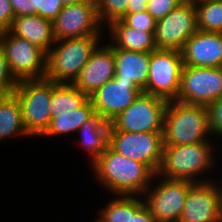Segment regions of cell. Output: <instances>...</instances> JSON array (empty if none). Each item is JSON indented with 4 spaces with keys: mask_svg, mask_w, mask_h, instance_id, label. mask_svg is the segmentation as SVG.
Listing matches in <instances>:
<instances>
[{
    "mask_svg": "<svg viewBox=\"0 0 222 222\" xmlns=\"http://www.w3.org/2000/svg\"><path fill=\"white\" fill-rule=\"evenodd\" d=\"M0 48L17 81L45 78L46 53L41 48L9 30L0 34Z\"/></svg>",
    "mask_w": 222,
    "mask_h": 222,
    "instance_id": "52a82bcc",
    "label": "cell"
},
{
    "mask_svg": "<svg viewBox=\"0 0 222 222\" xmlns=\"http://www.w3.org/2000/svg\"><path fill=\"white\" fill-rule=\"evenodd\" d=\"M18 81L11 74L8 62L0 48V97L13 94Z\"/></svg>",
    "mask_w": 222,
    "mask_h": 222,
    "instance_id": "f1b7e54d",
    "label": "cell"
},
{
    "mask_svg": "<svg viewBox=\"0 0 222 222\" xmlns=\"http://www.w3.org/2000/svg\"><path fill=\"white\" fill-rule=\"evenodd\" d=\"M195 10L198 30L222 33V0L195 3Z\"/></svg>",
    "mask_w": 222,
    "mask_h": 222,
    "instance_id": "484cf974",
    "label": "cell"
},
{
    "mask_svg": "<svg viewBox=\"0 0 222 222\" xmlns=\"http://www.w3.org/2000/svg\"><path fill=\"white\" fill-rule=\"evenodd\" d=\"M89 97L73 84L52 81L51 118L59 113L71 112L80 107Z\"/></svg>",
    "mask_w": 222,
    "mask_h": 222,
    "instance_id": "cb8c5ba5",
    "label": "cell"
},
{
    "mask_svg": "<svg viewBox=\"0 0 222 222\" xmlns=\"http://www.w3.org/2000/svg\"><path fill=\"white\" fill-rule=\"evenodd\" d=\"M189 1H191L193 3H198V2H203V1H207V0H189Z\"/></svg>",
    "mask_w": 222,
    "mask_h": 222,
    "instance_id": "74e56055",
    "label": "cell"
},
{
    "mask_svg": "<svg viewBox=\"0 0 222 222\" xmlns=\"http://www.w3.org/2000/svg\"><path fill=\"white\" fill-rule=\"evenodd\" d=\"M183 66L181 51L156 49L150 52L148 79L143 92L167 101L177 100Z\"/></svg>",
    "mask_w": 222,
    "mask_h": 222,
    "instance_id": "8992f818",
    "label": "cell"
},
{
    "mask_svg": "<svg viewBox=\"0 0 222 222\" xmlns=\"http://www.w3.org/2000/svg\"><path fill=\"white\" fill-rule=\"evenodd\" d=\"M94 114L95 110L92 101L88 98L77 109L71 112L59 113V116L51 118L48 127L40 136L54 137L68 133H77L82 124Z\"/></svg>",
    "mask_w": 222,
    "mask_h": 222,
    "instance_id": "7402d4cb",
    "label": "cell"
},
{
    "mask_svg": "<svg viewBox=\"0 0 222 222\" xmlns=\"http://www.w3.org/2000/svg\"><path fill=\"white\" fill-rule=\"evenodd\" d=\"M211 135L208 107L185 104L177 100L167 102L163 120L164 145H185L209 140Z\"/></svg>",
    "mask_w": 222,
    "mask_h": 222,
    "instance_id": "7a4b0ae2",
    "label": "cell"
},
{
    "mask_svg": "<svg viewBox=\"0 0 222 222\" xmlns=\"http://www.w3.org/2000/svg\"><path fill=\"white\" fill-rule=\"evenodd\" d=\"M14 18L10 0H0V34L10 29Z\"/></svg>",
    "mask_w": 222,
    "mask_h": 222,
    "instance_id": "836d02e7",
    "label": "cell"
},
{
    "mask_svg": "<svg viewBox=\"0 0 222 222\" xmlns=\"http://www.w3.org/2000/svg\"><path fill=\"white\" fill-rule=\"evenodd\" d=\"M114 196L115 198L108 200L105 208L99 211L100 217L96 222H131V215L145 204L141 196Z\"/></svg>",
    "mask_w": 222,
    "mask_h": 222,
    "instance_id": "d4e9b609",
    "label": "cell"
},
{
    "mask_svg": "<svg viewBox=\"0 0 222 222\" xmlns=\"http://www.w3.org/2000/svg\"><path fill=\"white\" fill-rule=\"evenodd\" d=\"M82 0H61L62 4L65 6V5H70V4H75V3H78Z\"/></svg>",
    "mask_w": 222,
    "mask_h": 222,
    "instance_id": "8d00e7d4",
    "label": "cell"
},
{
    "mask_svg": "<svg viewBox=\"0 0 222 222\" xmlns=\"http://www.w3.org/2000/svg\"><path fill=\"white\" fill-rule=\"evenodd\" d=\"M109 44L113 48L129 51L153 52L156 50L154 42L155 32H144L127 26L121 19L112 21L108 25Z\"/></svg>",
    "mask_w": 222,
    "mask_h": 222,
    "instance_id": "ffe728a7",
    "label": "cell"
},
{
    "mask_svg": "<svg viewBox=\"0 0 222 222\" xmlns=\"http://www.w3.org/2000/svg\"><path fill=\"white\" fill-rule=\"evenodd\" d=\"M110 123L97 113L85 121L77 131L79 144L88 153L90 165L106 150L109 144Z\"/></svg>",
    "mask_w": 222,
    "mask_h": 222,
    "instance_id": "44dd1931",
    "label": "cell"
},
{
    "mask_svg": "<svg viewBox=\"0 0 222 222\" xmlns=\"http://www.w3.org/2000/svg\"><path fill=\"white\" fill-rule=\"evenodd\" d=\"M56 41L65 38H81L101 35V22L98 17L96 1L82 0L65 5L52 21Z\"/></svg>",
    "mask_w": 222,
    "mask_h": 222,
    "instance_id": "4fadbf2b",
    "label": "cell"
},
{
    "mask_svg": "<svg viewBox=\"0 0 222 222\" xmlns=\"http://www.w3.org/2000/svg\"><path fill=\"white\" fill-rule=\"evenodd\" d=\"M211 136H222V97L208 106Z\"/></svg>",
    "mask_w": 222,
    "mask_h": 222,
    "instance_id": "4dcf8cb0",
    "label": "cell"
},
{
    "mask_svg": "<svg viewBox=\"0 0 222 222\" xmlns=\"http://www.w3.org/2000/svg\"><path fill=\"white\" fill-rule=\"evenodd\" d=\"M167 102L141 92L127 109L110 122L109 131L162 132Z\"/></svg>",
    "mask_w": 222,
    "mask_h": 222,
    "instance_id": "ba28073f",
    "label": "cell"
},
{
    "mask_svg": "<svg viewBox=\"0 0 222 222\" xmlns=\"http://www.w3.org/2000/svg\"><path fill=\"white\" fill-rule=\"evenodd\" d=\"M148 0H128L127 13H137L147 10Z\"/></svg>",
    "mask_w": 222,
    "mask_h": 222,
    "instance_id": "d590c367",
    "label": "cell"
},
{
    "mask_svg": "<svg viewBox=\"0 0 222 222\" xmlns=\"http://www.w3.org/2000/svg\"><path fill=\"white\" fill-rule=\"evenodd\" d=\"M121 20L131 28L144 32H155L156 20L147 11L127 13Z\"/></svg>",
    "mask_w": 222,
    "mask_h": 222,
    "instance_id": "83f0119b",
    "label": "cell"
},
{
    "mask_svg": "<svg viewBox=\"0 0 222 222\" xmlns=\"http://www.w3.org/2000/svg\"><path fill=\"white\" fill-rule=\"evenodd\" d=\"M131 222H157L148 207L144 204L134 215H131Z\"/></svg>",
    "mask_w": 222,
    "mask_h": 222,
    "instance_id": "e575fe53",
    "label": "cell"
},
{
    "mask_svg": "<svg viewBox=\"0 0 222 222\" xmlns=\"http://www.w3.org/2000/svg\"><path fill=\"white\" fill-rule=\"evenodd\" d=\"M216 182L193 183L178 222H222V188Z\"/></svg>",
    "mask_w": 222,
    "mask_h": 222,
    "instance_id": "5bb4252c",
    "label": "cell"
},
{
    "mask_svg": "<svg viewBox=\"0 0 222 222\" xmlns=\"http://www.w3.org/2000/svg\"><path fill=\"white\" fill-rule=\"evenodd\" d=\"M63 7L64 5L61 0H39L37 15L53 21L61 12Z\"/></svg>",
    "mask_w": 222,
    "mask_h": 222,
    "instance_id": "1f68e13d",
    "label": "cell"
},
{
    "mask_svg": "<svg viewBox=\"0 0 222 222\" xmlns=\"http://www.w3.org/2000/svg\"><path fill=\"white\" fill-rule=\"evenodd\" d=\"M115 79L133 82L142 92L146 87L150 53L114 48Z\"/></svg>",
    "mask_w": 222,
    "mask_h": 222,
    "instance_id": "ac0fdd59",
    "label": "cell"
},
{
    "mask_svg": "<svg viewBox=\"0 0 222 222\" xmlns=\"http://www.w3.org/2000/svg\"><path fill=\"white\" fill-rule=\"evenodd\" d=\"M222 97V67L184 65L177 101L209 106Z\"/></svg>",
    "mask_w": 222,
    "mask_h": 222,
    "instance_id": "8fae6325",
    "label": "cell"
},
{
    "mask_svg": "<svg viewBox=\"0 0 222 222\" xmlns=\"http://www.w3.org/2000/svg\"><path fill=\"white\" fill-rule=\"evenodd\" d=\"M96 7L101 24L108 26L127 14L128 0H96Z\"/></svg>",
    "mask_w": 222,
    "mask_h": 222,
    "instance_id": "4316f807",
    "label": "cell"
},
{
    "mask_svg": "<svg viewBox=\"0 0 222 222\" xmlns=\"http://www.w3.org/2000/svg\"><path fill=\"white\" fill-rule=\"evenodd\" d=\"M155 178H158L159 182L154 185L155 187L150 185L143 193L145 205L157 222H178L193 182L163 177L160 181L161 177L157 174Z\"/></svg>",
    "mask_w": 222,
    "mask_h": 222,
    "instance_id": "30bf717a",
    "label": "cell"
},
{
    "mask_svg": "<svg viewBox=\"0 0 222 222\" xmlns=\"http://www.w3.org/2000/svg\"><path fill=\"white\" fill-rule=\"evenodd\" d=\"M15 17L37 15L39 0H10Z\"/></svg>",
    "mask_w": 222,
    "mask_h": 222,
    "instance_id": "d6a6232c",
    "label": "cell"
},
{
    "mask_svg": "<svg viewBox=\"0 0 222 222\" xmlns=\"http://www.w3.org/2000/svg\"><path fill=\"white\" fill-rule=\"evenodd\" d=\"M141 92L133 82L113 78L93 92L89 98L95 113L110 123L127 109Z\"/></svg>",
    "mask_w": 222,
    "mask_h": 222,
    "instance_id": "9a60e30c",
    "label": "cell"
},
{
    "mask_svg": "<svg viewBox=\"0 0 222 222\" xmlns=\"http://www.w3.org/2000/svg\"><path fill=\"white\" fill-rule=\"evenodd\" d=\"M31 136L23 123L21 106L14 94L0 97V141L14 136Z\"/></svg>",
    "mask_w": 222,
    "mask_h": 222,
    "instance_id": "603a6c76",
    "label": "cell"
},
{
    "mask_svg": "<svg viewBox=\"0 0 222 222\" xmlns=\"http://www.w3.org/2000/svg\"><path fill=\"white\" fill-rule=\"evenodd\" d=\"M197 30L195 3L185 0L163 19L156 21V48L181 51L185 42Z\"/></svg>",
    "mask_w": 222,
    "mask_h": 222,
    "instance_id": "7c38bea8",
    "label": "cell"
},
{
    "mask_svg": "<svg viewBox=\"0 0 222 222\" xmlns=\"http://www.w3.org/2000/svg\"><path fill=\"white\" fill-rule=\"evenodd\" d=\"M9 31L41 48L45 53L55 43L52 21L39 15L15 17Z\"/></svg>",
    "mask_w": 222,
    "mask_h": 222,
    "instance_id": "d6986e66",
    "label": "cell"
},
{
    "mask_svg": "<svg viewBox=\"0 0 222 222\" xmlns=\"http://www.w3.org/2000/svg\"><path fill=\"white\" fill-rule=\"evenodd\" d=\"M210 140L178 146L164 145L162 162L157 175L166 179L186 180L193 183L210 181L209 178L197 179L200 174L203 176L206 171H209L216 162L214 160L216 146H213Z\"/></svg>",
    "mask_w": 222,
    "mask_h": 222,
    "instance_id": "3957f363",
    "label": "cell"
},
{
    "mask_svg": "<svg viewBox=\"0 0 222 222\" xmlns=\"http://www.w3.org/2000/svg\"><path fill=\"white\" fill-rule=\"evenodd\" d=\"M114 77V48L106 43L96 48L72 84L89 97Z\"/></svg>",
    "mask_w": 222,
    "mask_h": 222,
    "instance_id": "2e32d148",
    "label": "cell"
},
{
    "mask_svg": "<svg viewBox=\"0 0 222 222\" xmlns=\"http://www.w3.org/2000/svg\"><path fill=\"white\" fill-rule=\"evenodd\" d=\"M91 166L99 183L113 196H142L155 181V173L147 165L124 157L109 146Z\"/></svg>",
    "mask_w": 222,
    "mask_h": 222,
    "instance_id": "6da1fadb",
    "label": "cell"
},
{
    "mask_svg": "<svg viewBox=\"0 0 222 222\" xmlns=\"http://www.w3.org/2000/svg\"><path fill=\"white\" fill-rule=\"evenodd\" d=\"M108 146L116 153L147 165L157 174L163 156L162 132L109 131Z\"/></svg>",
    "mask_w": 222,
    "mask_h": 222,
    "instance_id": "9c48e42d",
    "label": "cell"
},
{
    "mask_svg": "<svg viewBox=\"0 0 222 222\" xmlns=\"http://www.w3.org/2000/svg\"><path fill=\"white\" fill-rule=\"evenodd\" d=\"M100 36L102 35L55 41L46 53L45 78L56 83L72 84L92 53L101 44Z\"/></svg>",
    "mask_w": 222,
    "mask_h": 222,
    "instance_id": "277c9868",
    "label": "cell"
},
{
    "mask_svg": "<svg viewBox=\"0 0 222 222\" xmlns=\"http://www.w3.org/2000/svg\"><path fill=\"white\" fill-rule=\"evenodd\" d=\"M184 65L222 67V33L197 30L181 49Z\"/></svg>",
    "mask_w": 222,
    "mask_h": 222,
    "instance_id": "e0dca14e",
    "label": "cell"
},
{
    "mask_svg": "<svg viewBox=\"0 0 222 222\" xmlns=\"http://www.w3.org/2000/svg\"><path fill=\"white\" fill-rule=\"evenodd\" d=\"M13 94L21 106L27 132L31 136H40L51 119L52 80L47 78L20 80Z\"/></svg>",
    "mask_w": 222,
    "mask_h": 222,
    "instance_id": "5b68a950",
    "label": "cell"
},
{
    "mask_svg": "<svg viewBox=\"0 0 222 222\" xmlns=\"http://www.w3.org/2000/svg\"><path fill=\"white\" fill-rule=\"evenodd\" d=\"M185 0H148L147 12L156 20L163 19L169 12L177 8Z\"/></svg>",
    "mask_w": 222,
    "mask_h": 222,
    "instance_id": "f546056e",
    "label": "cell"
}]
</instances>
